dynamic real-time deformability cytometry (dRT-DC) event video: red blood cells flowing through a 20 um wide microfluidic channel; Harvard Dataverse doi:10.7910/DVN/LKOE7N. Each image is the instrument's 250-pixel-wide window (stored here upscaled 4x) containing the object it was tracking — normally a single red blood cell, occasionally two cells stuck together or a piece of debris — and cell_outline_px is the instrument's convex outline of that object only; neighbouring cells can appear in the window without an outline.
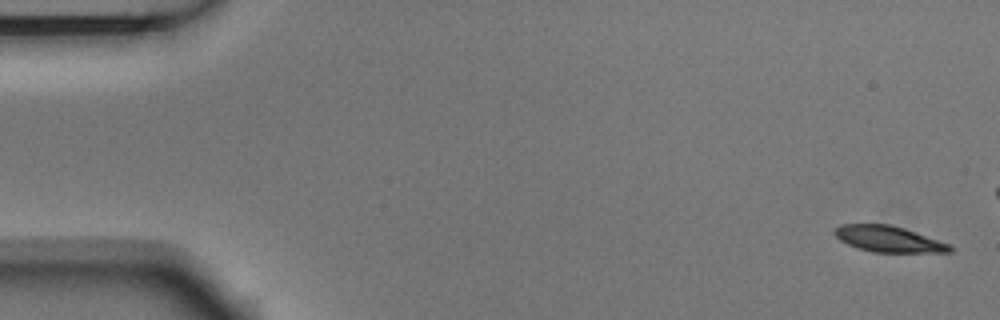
{"species": "Egyptian fruit bat (a non-hibernating species)", "species_latin": "Rousettus aegyptiacus", "temperature_condition": "room temperature", "stored_images_in_passage": 5, "camera_frame_rate_fps": 3000, "um_per_image_px": 0.085, "animal": {"sex": "male"}, "frame": {"image": 1, "passage_image": 1, "time_ms": 0.0, "image_size_px": [1000, 320], "cell_outline_px": [[952, 252], [872, 252], [856, 248], [840, 240], [836, 236], [836, 228], [840, 224], [888, 224], [904, 228], [948, 244], [952, 248]], "centroid_in_image_um": [75.49, 20.32], "position_along_channel_um": 9.5, "area_um2": 17.17}}